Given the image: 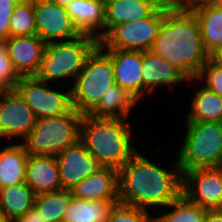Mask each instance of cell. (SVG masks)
<instances>
[{"mask_svg": "<svg viewBox=\"0 0 222 222\" xmlns=\"http://www.w3.org/2000/svg\"><path fill=\"white\" fill-rule=\"evenodd\" d=\"M143 154L139 150L118 171L119 201L153 213L182 194V172L177 160L168 169Z\"/></svg>", "mask_w": 222, "mask_h": 222, "instance_id": "obj_1", "label": "cell"}, {"mask_svg": "<svg viewBox=\"0 0 222 222\" xmlns=\"http://www.w3.org/2000/svg\"><path fill=\"white\" fill-rule=\"evenodd\" d=\"M151 51L194 79L209 59L199 23L192 12L168 11L161 22Z\"/></svg>", "mask_w": 222, "mask_h": 222, "instance_id": "obj_2", "label": "cell"}, {"mask_svg": "<svg viewBox=\"0 0 222 222\" xmlns=\"http://www.w3.org/2000/svg\"><path fill=\"white\" fill-rule=\"evenodd\" d=\"M129 119L84 115L80 140L102 167L120 170L139 150Z\"/></svg>", "mask_w": 222, "mask_h": 222, "instance_id": "obj_3", "label": "cell"}, {"mask_svg": "<svg viewBox=\"0 0 222 222\" xmlns=\"http://www.w3.org/2000/svg\"><path fill=\"white\" fill-rule=\"evenodd\" d=\"M98 45L99 40L88 34H81L69 41L46 43L45 53L35 77L46 83H62L61 85L65 86L72 80L71 84H68L71 87L88 56Z\"/></svg>", "mask_w": 222, "mask_h": 222, "instance_id": "obj_4", "label": "cell"}, {"mask_svg": "<svg viewBox=\"0 0 222 222\" xmlns=\"http://www.w3.org/2000/svg\"><path fill=\"white\" fill-rule=\"evenodd\" d=\"M183 140L176 159L183 173L222 166V122H183Z\"/></svg>", "mask_w": 222, "mask_h": 222, "instance_id": "obj_5", "label": "cell"}, {"mask_svg": "<svg viewBox=\"0 0 222 222\" xmlns=\"http://www.w3.org/2000/svg\"><path fill=\"white\" fill-rule=\"evenodd\" d=\"M114 84L111 58L97 46L70 87L73 107L82 115H88Z\"/></svg>", "mask_w": 222, "mask_h": 222, "instance_id": "obj_6", "label": "cell"}, {"mask_svg": "<svg viewBox=\"0 0 222 222\" xmlns=\"http://www.w3.org/2000/svg\"><path fill=\"white\" fill-rule=\"evenodd\" d=\"M83 116L73 107L65 114L37 119L22 144L28 154L56 156L80 139Z\"/></svg>", "mask_w": 222, "mask_h": 222, "instance_id": "obj_7", "label": "cell"}, {"mask_svg": "<svg viewBox=\"0 0 222 222\" xmlns=\"http://www.w3.org/2000/svg\"><path fill=\"white\" fill-rule=\"evenodd\" d=\"M61 84L53 85L35 76L21 77L15 90L35 114L37 119L65 114L73 108L71 89ZM53 87V88H52Z\"/></svg>", "mask_w": 222, "mask_h": 222, "instance_id": "obj_8", "label": "cell"}, {"mask_svg": "<svg viewBox=\"0 0 222 222\" xmlns=\"http://www.w3.org/2000/svg\"><path fill=\"white\" fill-rule=\"evenodd\" d=\"M160 6L150 17L116 25L101 41V49L147 51L151 50L164 15Z\"/></svg>", "mask_w": 222, "mask_h": 222, "instance_id": "obj_9", "label": "cell"}, {"mask_svg": "<svg viewBox=\"0 0 222 222\" xmlns=\"http://www.w3.org/2000/svg\"><path fill=\"white\" fill-rule=\"evenodd\" d=\"M182 194L207 210L222 209V166L184 171Z\"/></svg>", "mask_w": 222, "mask_h": 222, "instance_id": "obj_10", "label": "cell"}, {"mask_svg": "<svg viewBox=\"0 0 222 222\" xmlns=\"http://www.w3.org/2000/svg\"><path fill=\"white\" fill-rule=\"evenodd\" d=\"M36 120L35 114L15 89H7L0 96V140L22 143Z\"/></svg>", "mask_w": 222, "mask_h": 222, "instance_id": "obj_11", "label": "cell"}, {"mask_svg": "<svg viewBox=\"0 0 222 222\" xmlns=\"http://www.w3.org/2000/svg\"><path fill=\"white\" fill-rule=\"evenodd\" d=\"M34 10L36 35L45 43L69 41L81 35L65 7L51 0H34Z\"/></svg>", "mask_w": 222, "mask_h": 222, "instance_id": "obj_12", "label": "cell"}, {"mask_svg": "<svg viewBox=\"0 0 222 222\" xmlns=\"http://www.w3.org/2000/svg\"><path fill=\"white\" fill-rule=\"evenodd\" d=\"M62 188L71 189L102 166L79 139L55 156Z\"/></svg>", "mask_w": 222, "mask_h": 222, "instance_id": "obj_13", "label": "cell"}, {"mask_svg": "<svg viewBox=\"0 0 222 222\" xmlns=\"http://www.w3.org/2000/svg\"><path fill=\"white\" fill-rule=\"evenodd\" d=\"M188 78L174 65L151 50L143 51L142 60V99L156 93V89L187 84ZM145 95V96H144Z\"/></svg>", "mask_w": 222, "mask_h": 222, "instance_id": "obj_14", "label": "cell"}, {"mask_svg": "<svg viewBox=\"0 0 222 222\" xmlns=\"http://www.w3.org/2000/svg\"><path fill=\"white\" fill-rule=\"evenodd\" d=\"M112 61L115 83L142 101L143 51L102 49Z\"/></svg>", "mask_w": 222, "mask_h": 222, "instance_id": "obj_15", "label": "cell"}, {"mask_svg": "<svg viewBox=\"0 0 222 222\" xmlns=\"http://www.w3.org/2000/svg\"><path fill=\"white\" fill-rule=\"evenodd\" d=\"M46 43L38 35L10 37L7 52L21 77L35 76L45 53Z\"/></svg>", "mask_w": 222, "mask_h": 222, "instance_id": "obj_16", "label": "cell"}, {"mask_svg": "<svg viewBox=\"0 0 222 222\" xmlns=\"http://www.w3.org/2000/svg\"><path fill=\"white\" fill-rule=\"evenodd\" d=\"M72 195L88 201L119 200L118 170L102 167L71 188Z\"/></svg>", "mask_w": 222, "mask_h": 222, "instance_id": "obj_17", "label": "cell"}, {"mask_svg": "<svg viewBox=\"0 0 222 222\" xmlns=\"http://www.w3.org/2000/svg\"><path fill=\"white\" fill-rule=\"evenodd\" d=\"M25 182L35 195L50 193L62 188L56 157L52 155H28Z\"/></svg>", "mask_w": 222, "mask_h": 222, "instance_id": "obj_18", "label": "cell"}, {"mask_svg": "<svg viewBox=\"0 0 222 222\" xmlns=\"http://www.w3.org/2000/svg\"><path fill=\"white\" fill-rule=\"evenodd\" d=\"M65 8L81 34L99 41L105 37V4L101 0H74Z\"/></svg>", "mask_w": 222, "mask_h": 222, "instance_id": "obj_19", "label": "cell"}, {"mask_svg": "<svg viewBox=\"0 0 222 222\" xmlns=\"http://www.w3.org/2000/svg\"><path fill=\"white\" fill-rule=\"evenodd\" d=\"M187 83L194 85L196 91L190 97L185 122H222V97L205 86L198 85L199 81L188 79ZM193 83V84H192Z\"/></svg>", "mask_w": 222, "mask_h": 222, "instance_id": "obj_20", "label": "cell"}, {"mask_svg": "<svg viewBox=\"0 0 222 222\" xmlns=\"http://www.w3.org/2000/svg\"><path fill=\"white\" fill-rule=\"evenodd\" d=\"M161 5L156 0H118L105 5V36L116 26L150 17Z\"/></svg>", "mask_w": 222, "mask_h": 222, "instance_id": "obj_21", "label": "cell"}, {"mask_svg": "<svg viewBox=\"0 0 222 222\" xmlns=\"http://www.w3.org/2000/svg\"><path fill=\"white\" fill-rule=\"evenodd\" d=\"M140 101L116 83L104 94L99 104L88 114L96 118H132V110Z\"/></svg>", "mask_w": 222, "mask_h": 222, "instance_id": "obj_22", "label": "cell"}, {"mask_svg": "<svg viewBox=\"0 0 222 222\" xmlns=\"http://www.w3.org/2000/svg\"><path fill=\"white\" fill-rule=\"evenodd\" d=\"M28 155L22 143H7L0 148V189L25 182Z\"/></svg>", "mask_w": 222, "mask_h": 222, "instance_id": "obj_23", "label": "cell"}, {"mask_svg": "<svg viewBox=\"0 0 222 222\" xmlns=\"http://www.w3.org/2000/svg\"><path fill=\"white\" fill-rule=\"evenodd\" d=\"M192 13L199 23L204 48L210 55L222 46V3L209 1Z\"/></svg>", "mask_w": 222, "mask_h": 222, "instance_id": "obj_24", "label": "cell"}, {"mask_svg": "<svg viewBox=\"0 0 222 222\" xmlns=\"http://www.w3.org/2000/svg\"><path fill=\"white\" fill-rule=\"evenodd\" d=\"M35 193L26 183L0 189V216L7 222H14L34 207Z\"/></svg>", "mask_w": 222, "mask_h": 222, "instance_id": "obj_25", "label": "cell"}, {"mask_svg": "<svg viewBox=\"0 0 222 222\" xmlns=\"http://www.w3.org/2000/svg\"><path fill=\"white\" fill-rule=\"evenodd\" d=\"M118 203L119 200L88 201L72 195L62 222H106Z\"/></svg>", "mask_w": 222, "mask_h": 222, "instance_id": "obj_26", "label": "cell"}, {"mask_svg": "<svg viewBox=\"0 0 222 222\" xmlns=\"http://www.w3.org/2000/svg\"><path fill=\"white\" fill-rule=\"evenodd\" d=\"M163 210L166 213L155 212L156 222H204L207 212V209L190 202L183 194L159 212Z\"/></svg>", "mask_w": 222, "mask_h": 222, "instance_id": "obj_27", "label": "cell"}, {"mask_svg": "<svg viewBox=\"0 0 222 222\" xmlns=\"http://www.w3.org/2000/svg\"><path fill=\"white\" fill-rule=\"evenodd\" d=\"M71 189H60L35 196L34 208L46 222H62L64 211L71 200Z\"/></svg>", "mask_w": 222, "mask_h": 222, "instance_id": "obj_28", "label": "cell"}, {"mask_svg": "<svg viewBox=\"0 0 222 222\" xmlns=\"http://www.w3.org/2000/svg\"><path fill=\"white\" fill-rule=\"evenodd\" d=\"M10 37L35 35L34 0H20L10 18Z\"/></svg>", "mask_w": 222, "mask_h": 222, "instance_id": "obj_29", "label": "cell"}, {"mask_svg": "<svg viewBox=\"0 0 222 222\" xmlns=\"http://www.w3.org/2000/svg\"><path fill=\"white\" fill-rule=\"evenodd\" d=\"M147 210L118 203L106 222H153L155 216Z\"/></svg>", "mask_w": 222, "mask_h": 222, "instance_id": "obj_30", "label": "cell"}, {"mask_svg": "<svg viewBox=\"0 0 222 222\" xmlns=\"http://www.w3.org/2000/svg\"><path fill=\"white\" fill-rule=\"evenodd\" d=\"M20 79L7 52V39L0 38V84L6 90L15 89Z\"/></svg>", "mask_w": 222, "mask_h": 222, "instance_id": "obj_31", "label": "cell"}, {"mask_svg": "<svg viewBox=\"0 0 222 222\" xmlns=\"http://www.w3.org/2000/svg\"><path fill=\"white\" fill-rule=\"evenodd\" d=\"M196 79L200 85L222 97V68L214 64L210 59L203 65Z\"/></svg>", "mask_w": 222, "mask_h": 222, "instance_id": "obj_32", "label": "cell"}, {"mask_svg": "<svg viewBox=\"0 0 222 222\" xmlns=\"http://www.w3.org/2000/svg\"><path fill=\"white\" fill-rule=\"evenodd\" d=\"M20 0H0V38H10V18Z\"/></svg>", "mask_w": 222, "mask_h": 222, "instance_id": "obj_33", "label": "cell"}, {"mask_svg": "<svg viewBox=\"0 0 222 222\" xmlns=\"http://www.w3.org/2000/svg\"><path fill=\"white\" fill-rule=\"evenodd\" d=\"M211 0H165L161 6L170 12H192Z\"/></svg>", "mask_w": 222, "mask_h": 222, "instance_id": "obj_34", "label": "cell"}, {"mask_svg": "<svg viewBox=\"0 0 222 222\" xmlns=\"http://www.w3.org/2000/svg\"><path fill=\"white\" fill-rule=\"evenodd\" d=\"M14 222H46L45 219L33 207Z\"/></svg>", "mask_w": 222, "mask_h": 222, "instance_id": "obj_35", "label": "cell"}, {"mask_svg": "<svg viewBox=\"0 0 222 222\" xmlns=\"http://www.w3.org/2000/svg\"><path fill=\"white\" fill-rule=\"evenodd\" d=\"M204 222H222V209L207 210Z\"/></svg>", "mask_w": 222, "mask_h": 222, "instance_id": "obj_36", "label": "cell"}, {"mask_svg": "<svg viewBox=\"0 0 222 222\" xmlns=\"http://www.w3.org/2000/svg\"><path fill=\"white\" fill-rule=\"evenodd\" d=\"M209 59L216 64L217 66L222 68V46L218 47L214 50L210 55Z\"/></svg>", "mask_w": 222, "mask_h": 222, "instance_id": "obj_37", "label": "cell"}, {"mask_svg": "<svg viewBox=\"0 0 222 222\" xmlns=\"http://www.w3.org/2000/svg\"><path fill=\"white\" fill-rule=\"evenodd\" d=\"M57 4H59L62 7H66L68 4H70L71 2H73L74 0H51Z\"/></svg>", "mask_w": 222, "mask_h": 222, "instance_id": "obj_38", "label": "cell"}, {"mask_svg": "<svg viewBox=\"0 0 222 222\" xmlns=\"http://www.w3.org/2000/svg\"><path fill=\"white\" fill-rule=\"evenodd\" d=\"M6 91V89L0 84V96Z\"/></svg>", "mask_w": 222, "mask_h": 222, "instance_id": "obj_39", "label": "cell"}, {"mask_svg": "<svg viewBox=\"0 0 222 222\" xmlns=\"http://www.w3.org/2000/svg\"><path fill=\"white\" fill-rule=\"evenodd\" d=\"M105 5L110 3V2H113V1H118V0H101Z\"/></svg>", "mask_w": 222, "mask_h": 222, "instance_id": "obj_40", "label": "cell"}, {"mask_svg": "<svg viewBox=\"0 0 222 222\" xmlns=\"http://www.w3.org/2000/svg\"><path fill=\"white\" fill-rule=\"evenodd\" d=\"M213 2H216V3H222V0H211Z\"/></svg>", "mask_w": 222, "mask_h": 222, "instance_id": "obj_41", "label": "cell"}, {"mask_svg": "<svg viewBox=\"0 0 222 222\" xmlns=\"http://www.w3.org/2000/svg\"><path fill=\"white\" fill-rule=\"evenodd\" d=\"M160 5L165 1V0H156Z\"/></svg>", "mask_w": 222, "mask_h": 222, "instance_id": "obj_42", "label": "cell"}, {"mask_svg": "<svg viewBox=\"0 0 222 222\" xmlns=\"http://www.w3.org/2000/svg\"><path fill=\"white\" fill-rule=\"evenodd\" d=\"M0 222H7L0 216Z\"/></svg>", "mask_w": 222, "mask_h": 222, "instance_id": "obj_43", "label": "cell"}]
</instances>
